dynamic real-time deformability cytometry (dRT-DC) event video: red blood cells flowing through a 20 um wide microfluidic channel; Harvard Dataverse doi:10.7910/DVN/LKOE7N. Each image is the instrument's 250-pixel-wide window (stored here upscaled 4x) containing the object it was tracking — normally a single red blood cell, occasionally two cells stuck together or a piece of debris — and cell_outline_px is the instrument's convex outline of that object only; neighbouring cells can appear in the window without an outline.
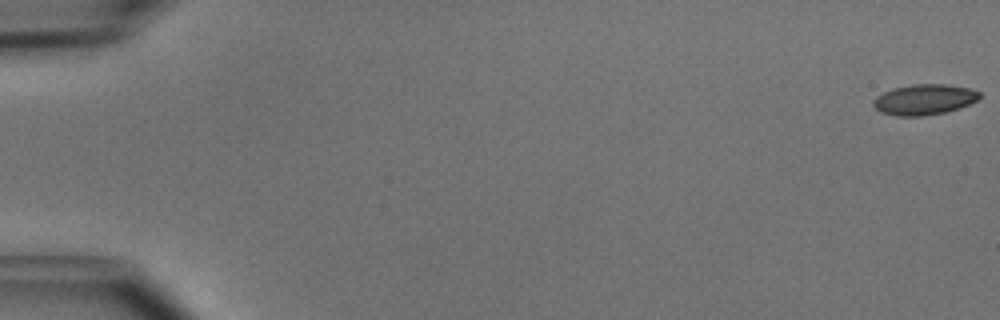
{"species": "common noctule bat (a hibernating species)", "species_latin": "Nyctalus noctula", "temperature_condition": "cold", "stored_images_in_passage": 16, "camera_frame_rate_fps": 3000, "um_per_image_px": 0.085, "animal": {"sex": "male", "body_mass_g": 15.6}, "frame": {"image": 1, "passage_image": 1, "time_ms": 0.0, "image_size_px": [1000, 320], "cell_outline_px": [[980, 96], [976, 100], [960, 108], [944, 112], [920, 116], [896, 116], [880, 112], [872, 104], [872, 100], [876, 96], [892, 88], [912, 84], [948, 84], [972, 88], [980, 92]], "centroid_in_image_um": [78.54, 8.45], "position_along_channel_um": 6.5, "area_um2": 19.02}}